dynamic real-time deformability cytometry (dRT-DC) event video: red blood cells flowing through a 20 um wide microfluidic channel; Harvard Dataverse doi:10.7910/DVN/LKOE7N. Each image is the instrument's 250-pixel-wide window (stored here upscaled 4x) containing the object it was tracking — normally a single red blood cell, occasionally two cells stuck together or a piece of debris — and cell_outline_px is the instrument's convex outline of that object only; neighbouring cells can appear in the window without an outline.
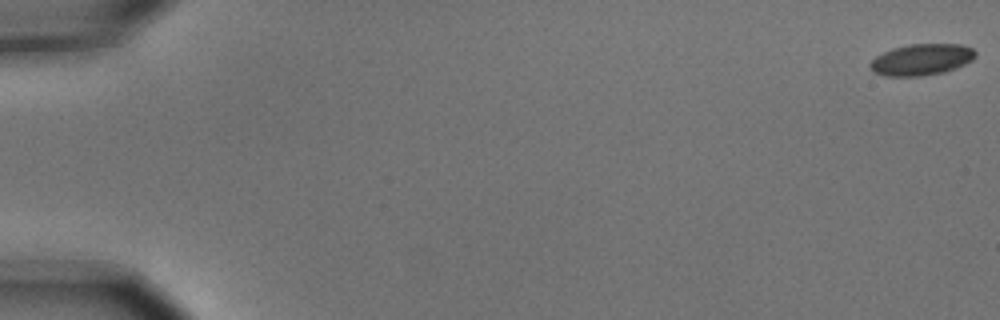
{"species": "common noctule bat (a hibernating species)", "species_latin": "Nyctalus noctula", "temperature_condition": "cold", "stored_images_in_passage": 5, "camera_frame_rate_fps": 3000, "um_per_image_px": 0.085, "animal": {"sex": "male", "body_mass_g": 15.6}, "frame": {"image": 1, "passage_image": 1, "time_ms": 0.0, "image_size_px": [1000, 320], "cell_outline_px": [[976, 56], [972, 60], [956, 68], [944, 72], [920, 76], [884, 76], [872, 72], [868, 64], [876, 56], [892, 48], [908, 44], [960, 44], [972, 48], [976, 52]], "centroid_in_image_um": [78.31, 5.06], "position_along_channel_um": 6.7, "area_um2": 19.36}}
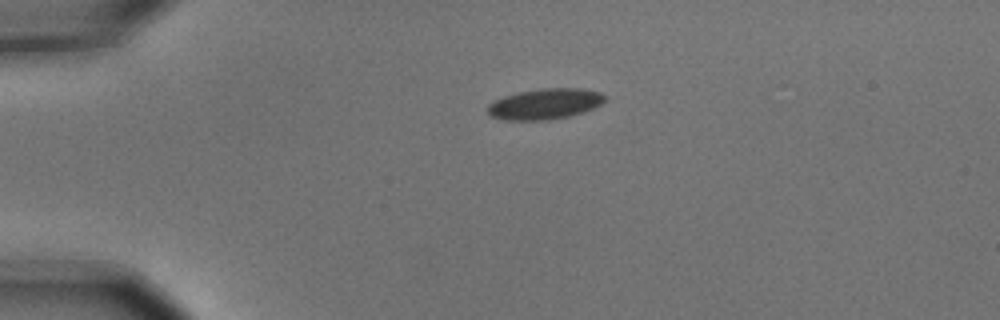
{"frame": {"image": 2, "passage_image": 4, "time_ms": 1.0, "image_size_px": [1000, 320], "cell_outline_px": [[604, 100], [600, 104], [584, 112], [568, 116], [548, 120], [504, 120], [492, 116], [488, 112], [488, 104], [492, 100], [504, 96], [520, 92], [540, 88], [580, 88], [600, 92], [604, 96]], "centroid_in_image_um": [46.29, 8.83], "position_along_channel_um": 38.7, "area_um2": 20.87}}